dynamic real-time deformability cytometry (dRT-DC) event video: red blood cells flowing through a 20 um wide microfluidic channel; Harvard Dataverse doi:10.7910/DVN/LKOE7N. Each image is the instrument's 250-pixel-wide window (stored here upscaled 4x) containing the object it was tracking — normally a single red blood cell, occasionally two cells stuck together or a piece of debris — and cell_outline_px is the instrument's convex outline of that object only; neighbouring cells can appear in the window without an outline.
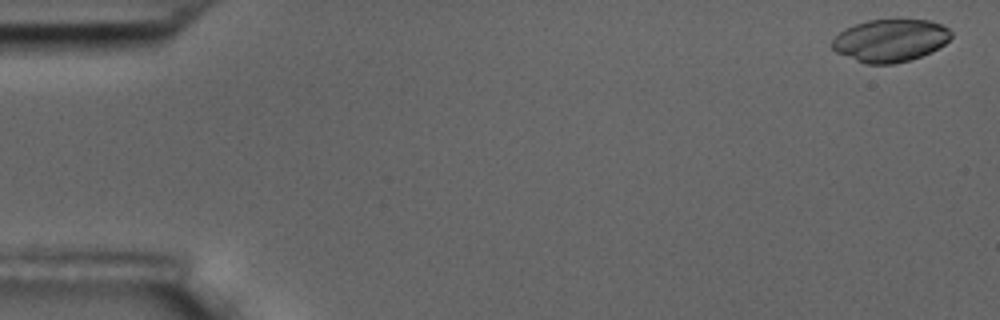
{"species": "common noctule bat (a hibernating species)", "species_latin": "Nyctalus noctula", "temperature_condition": "room temperature", "stored_images_in_passage": 15, "camera_frame_rate_fps": 3000, "um_per_image_px": 0.085, "animal": {"sex": "male", "body_mass_g": 17.5, "forearm_length_mm": 52.3}, "frame": {"image": 1, "passage_image": 1, "time_ms": 0.0, "image_size_px": [1000, 320], "cell_outline_px": [[952, 36], [944, 44], [932, 52], [908, 60], [892, 64], [868, 64], [856, 60], [836, 52], [832, 48], [832, 40], [844, 28], [868, 20], [896, 16], [928, 20], [940, 24], [948, 28], [952, 32]], "centroid_in_image_um": [75.69, 3.38], "position_along_channel_um": 9.3, "area_um2": 30.17}}
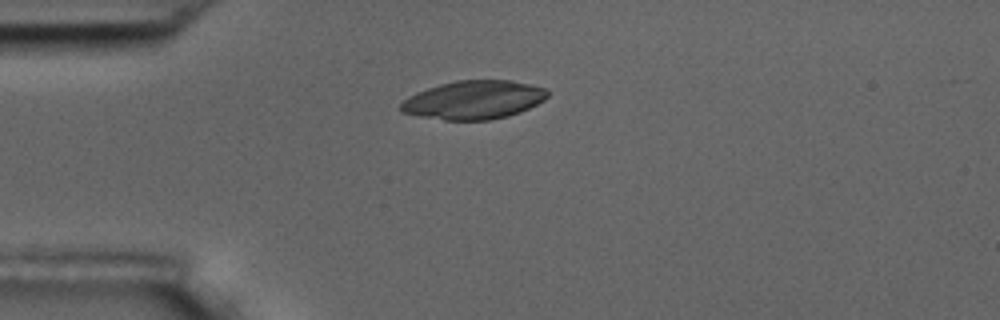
{"frame": {"image": 2, "passage_image": 4, "time_ms": 4.333, "image_size_px": [1000, 320], "cell_outline_px": [[548, 96], [544, 100], [520, 112], [508, 116], [492, 120], [444, 120], [420, 116], [404, 112], [400, 108], [400, 104], [408, 96], [416, 92], [440, 84], [456, 80], [512, 80], [544, 88], [548, 92]], "centroid_in_image_um": [40.27, 8.49], "position_along_channel_um": 44.7, "area_um2": 32.83}}
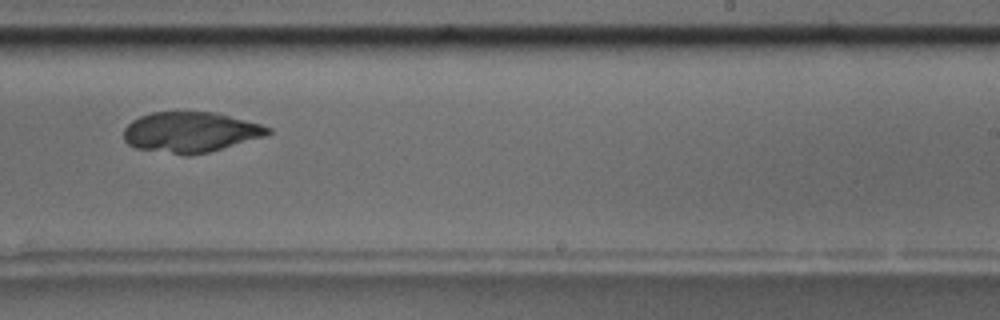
{"frame": {"image": 3, "passage_image": 10, "time_ms": 11.333, "image_size_px": [1000, 320], "cell_outline_px": [[272, 132], [264, 136], [208, 152], [188, 156], [184, 156], [136, 148], [128, 144], [124, 140], [124, 128], [132, 120], [140, 116], [152, 112], [216, 112], [260, 124], [272, 128]], "centroid_in_image_um": [16.16, 11.23], "position_along_channel_um": 272.8, "area_um2": 33.93}}